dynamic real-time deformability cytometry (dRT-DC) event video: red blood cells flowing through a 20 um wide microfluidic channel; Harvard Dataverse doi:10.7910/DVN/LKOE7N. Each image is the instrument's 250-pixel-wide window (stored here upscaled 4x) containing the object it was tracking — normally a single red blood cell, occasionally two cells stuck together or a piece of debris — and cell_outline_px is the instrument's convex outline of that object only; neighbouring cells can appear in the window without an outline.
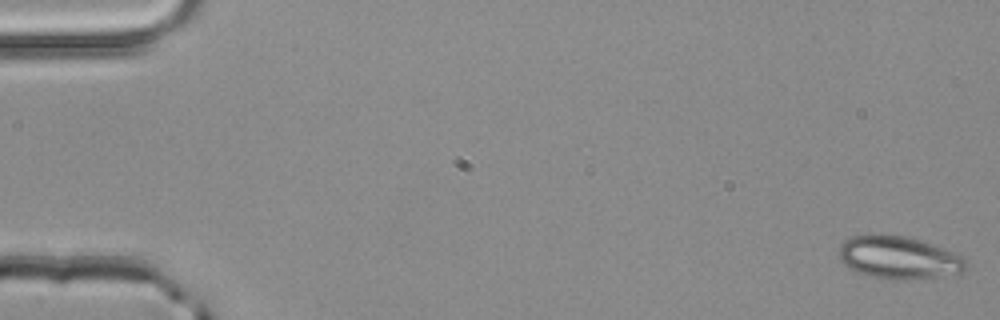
{"species": "common noctule bat (a hibernating species)", "species_latin": "Nyctalus noctula", "temperature_condition": "room temperature", "stored_images_in_passage": 52, "camera_frame_rate_fps": 3000, "um_per_image_px": 0.085, "animal": {"sex": "male", "body_mass_g": 20.4}, "frame": {"image": 1, "passage_image": 1, "time_ms": 0.0, "image_size_px": [1000, 320], "cell_outline_px": [[968, 268], [960, 272], [936, 276], [908, 280], [896, 280], [868, 276], [856, 272], [848, 268], [840, 260], [836, 252], [840, 244], [844, 240], [852, 236], [876, 232], [880, 232], [908, 236], [920, 240], [964, 256], [968, 260]], "centroid_in_image_um": [76.33, 21.86], "position_along_channel_um": 8.7, "area_um2": 32.43}}
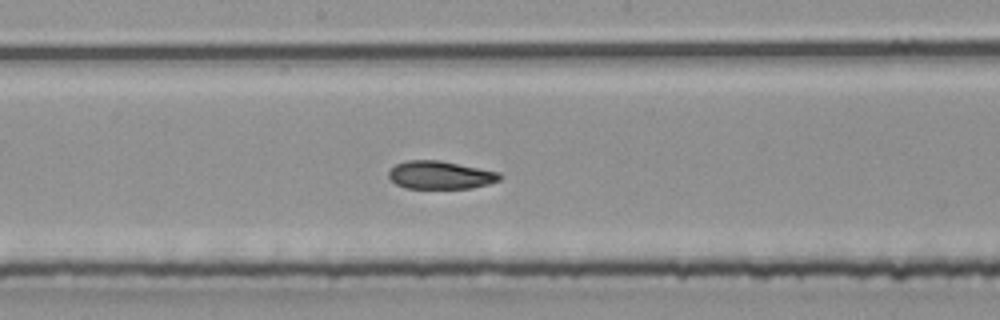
{"frame": {"image": 2, "passage_image": 28, "time_ms": 9.0, "image_size_px": [1000, 320], "cell_outline_px": [[504, 176], [500, 180], [488, 184], [472, 188], [404, 188], [396, 184], [388, 176], [388, 172], [396, 164], [404, 160], [440, 160], [500, 172]], "centroid_in_image_um": [37.45, 14.87], "position_along_channel_um": 210.8, "area_um2": 18.26}}
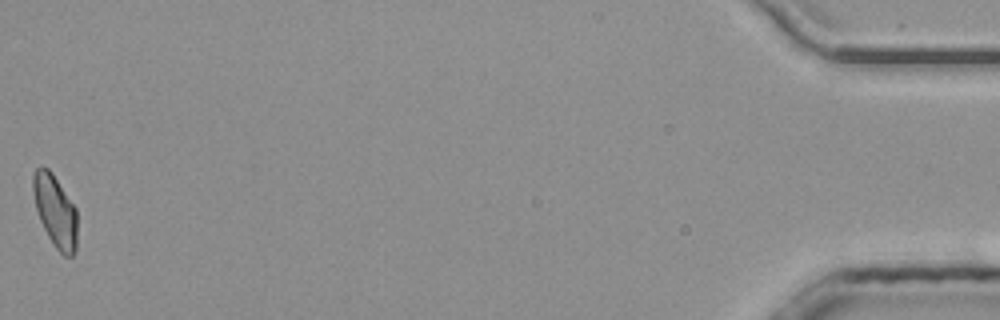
{"frame": {"image": 3, "passage_image": 52, "time_ms": 17.0, "image_size_px": [1000, 320], "cell_outline_px": [[76, 248], [72, 256], [64, 256], [52, 244], [40, 220], [36, 208], [32, 192], [32, 172], [40, 164], [48, 168], [52, 172], [76, 208]], "centroid_in_image_um": [4.66, 17.88], "position_along_channel_um": 430.5, "area_um2": 18.67}, "authors_computed_cell_mechanics": {"area_um2": 18.9006, "velocity_mm_per_s": 4.0383, "shape_relaxation_time_tau1_ms": 4.8928, "shape_relaxation_time_tau2_ms": 1.9893, "deformation_change_tau1": 0.1285, "deformation_change_tau2": 0.0684}}